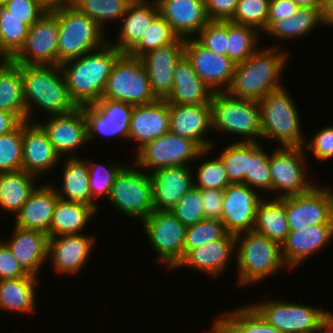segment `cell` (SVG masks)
I'll use <instances>...</instances> for the list:
<instances>
[{
  "instance_id": "1",
  "label": "cell",
  "mask_w": 333,
  "mask_h": 333,
  "mask_svg": "<svg viewBox=\"0 0 333 333\" xmlns=\"http://www.w3.org/2000/svg\"><path fill=\"white\" fill-rule=\"evenodd\" d=\"M113 42L61 64L68 93L77 107L100 100L113 65L123 54Z\"/></svg>"
},
{
  "instance_id": "2",
  "label": "cell",
  "mask_w": 333,
  "mask_h": 333,
  "mask_svg": "<svg viewBox=\"0 0 333 333\" xmlns=\"http://www.w3.org/2000/svg\"><path fill=\"white\" fill-rule=\"evenodd\" d=\"M278 49L277 45L257 49L248 59L236 64L226 92L235 98L259 101L268 93L284 88L281 73L288 55Z\"/></svg>"
},
{
  "instance_id": "3",
  "label": "cell",
  "mask_w": 333,
  "mask_h": 333,
  "mask_svg": "<svg viewBox=\"0 0 333 333\" xmlns=\"http://www.w3.org/2000/svg\"><path fill=\"white\" fill-rule=\"evenodd\" d=\"M21 75L26 121L33 122L31 105L49 116L66 114L77 107L69 96L60 65H21Z\"/></svg>"
},
{
  "instance_id": "4",
  "label": "cell",
  "mask_w": 333,
  "mask_h": 333,
  "mask_svg": "<svg viewBox=\"0 0 333 333\" xmlns=\"http://www.w3.org/2000/svg\"><path fill=\"white\" fill-rule=\"evenodd\" d=\"M235 248L239 270L237 286L259 283L285 265L281 246L254 230L236 235Z\"/></svg>"
},
{
  "instance_id": "5",
  "label": "cell",
  "mask_w": 333,
  "mask_h": 333,
  "mask_svg": "<svg viewBox=\"0 0 333 333\" xmlns=\"http://www.w3.org/2000/svg\"><path fill=\"white\" fill-rule=\"evenodd\" d=\"M287 89L268 93L258 101L260 107L262 138L274 139L280 147H303L305 138L300 118Z\"/></svg>"
},
{
  "instance_id": "6",
  "label": "cell",
  "mask_w": 333,
  "mask_h": 333,
  "mask_svg": "<svg viewBox=\"0 0 333 333\" xmlns=\"http://www.w3.org/2000/svg\"><path fill=\"white\" fill-rule=\"evenodd\" d=\"M59 24L58 65L103 47L104 30L74 6L57 9Z\"/></svg>"
},
{
  "instance_id": "7",
  "label": "cell",
  "mask_w": 333,
  "mask_h": 333,
  "mask_svg": "<svg viewBox=\"0 0 333 333\" xmlns=\"http://www.w3.org/2000/svg\"><path fill=\"white\" fill-rule=\"evenodd\" d=\"M212 128L244 137L239 142H256L262 138L258 101L230 96L226 91L214 92L211 99Z\"/></svg>"
},
{
  "instance_id": "8",
  "label": "cell",
  "mask_w": 333,
  "mask_h": 333,
  "mask_svg": "<svg viewBox=\"0 0 333 333\" xmlns=\"http://www.w3.org/2000/svg\"><path fill=\"white\" fill-rule=\"evenodd\" d=\"M102 98L134 106L155 102L142 60L122 54L113 65Z\"/></svg>"
},
{
  "instance_id": "9",
  "label": "cell",
  "mask_w": 333,
  "mask_h": 333,
  "mask_svg": "<svg viewBox=\"0 0 333 333\" xmlns=\"http://www.w3.org/2000/svg\"><path fill=\"white\" fill-rule=\"evenodd\" d=\"M126 164L118 172L107 201L125 216L143 221L154 210L150 173Z\"/></svg>"
},
{
  "instance_id": "10",
  "label": "cell",
  "mask_w": 333,
  "mask_h": 333,
  "mask_svg": "<svg viewBox=\"0 0 333 333\" xmlns=\"http://www.w3.org/2000/svg\"><path fill=\"white\" fill-rule=\"evenodd\" d=\"M210 151L212 149L203 150L195 141L167 132L137 149L133 166H139L142 170L151 169L153 173L166 167L187 166Z\"/></svg>"
},
{
  "instance_id": "11",
  "label": "cell",
  "mask_w": 333,
  "mask_h": 333,
  "mask_svg": "<svg viewBox=\"0 0 333 333\" xmlns=\"http://www.w3.org/2000/svg\"><path fill=\"white\" fill-rule=\"evenodd\" d=\"M141 223L158 259L175 269L184 258L186 226L170 210H153Z\"/></svg>"
},
{
  "instance_id": "12",
  "label": "cell",
  "mask_w": 333,
  "mask_h": 333,
  "mask_svg": "<svg viewBox=\"0 0 333 333\" xmlns=\"http://www.w3.org/2000/svg\"><path fill=\"white\" fill-rule=\"evenodd\" d=\"M304 150V147H278L270 156L271 191L280 193L277 198L304 194L315 186L305 174Z\"/></svg>"
},
{
  "instance_id": "13",
  "label": "cell",
  "mask_w": 333,
  "mask_h": 333,
  "mask_svg": "<svg viewBox=\"0 0 333 333\" xmlns=\"http://www.w3.org/2000/svg\"><path fill=\"white\" fill-rule=\"evenodd\" d=\"M57 9L46 11L29 29L24 45L11 58L20 65H58Z\"/></svg>"
},
{
  "instance_id": "14",
  "label": "cell",
  "mask_w": 333,
  "mask_h": 333,
  "mask_svg": "<svg viewBox=\"0 0 333 333\" xmlns=\"http://www.w3.org/2000/svg\"><path fill=\"white\" fill-rule=\"evenodd\" d=\"M251 306L272 326L283 333H316L325 309L282 300H269Z\"/></svg>"
},
{
  "instance_id": "15",
  "label": "cell",
  "mask_w": 333,
  "mask_h": 333,
  "mask_svg": "<svg viewBox=\"0 0 333 333\" xmlns=\"http://www.w3.org/2000/svg\"><path fill=\"white\" fill-rule=\"evenodd\" d=\"M285 210L290 231L333 224V192L315 185L307 193L285 197Z\"/></svg>"
},
{
  "instance_id": "16",
  "label": "cell",
  "mask_w": 333,
  "mask_h": 333,
  "mask_svg": "<svg viewBox=\"0 0 333 333\" xmlns=\"http://www.w3.org/2000/svg\"><path fill=\"white\" fill-rule=\"evenodd\" d=\"M80 107L86 118L88 141H92L97 134L108 137L117 135L129 139L134 105L101 98L96 103Z\"/></svg>"
},
{
  "instance_id": "17",
  "label": "cell",
  "mask_w": 333,
  "mask_h": 333,
  "mask_svg": "<svg viewBox=\"0 0 333 333\" xmlns=\"http://www.w3.org/2000/svg\"><path fill=\"white\" fill-rule=\"evenodd\" d=\"M184 55L201 80L214 92H224L229 88L236 64L227 55L207 49L196 37L184 39Z\"/></svg>"
},
{
  "instance_id": "18",
  "label": "cell",
  "mask_w": 333,
  "mask_h": 333,
  "mask_svg": "<svg viewBox=\"0 0 333 333\" xmlns=\"http://www.w3.org/2000/svg\"><path fill=\"white\" fill-rule=\"evenodd\" d=\"M260 196L245 183H230L223 190L221 221L229 234L253 231Z\"/></svg>"
},
{
  "instance_id": "19",
  "label": "cell",
  "mask_w": 333,
  "mask_h": 333,
  "mask_svg": "<svg viewBox=\"0 0 333 333\" xmlns=\"http://www.w3.org/2000/svg\"><path fill=\"white\" fill-rule=\"evenodd\" d=\"M184 56V39L151 50L140 57L149 77L152 94L157 100H166L172 92L173 74Z\"/></svg>"
},
{
  "instance_id": "20",
  "label": "cell",
  "mask_w": 333,
  "mask_h": 333,
  "mask_svg": "<svg viewBox=\"0 0 333 333\" xmlns=\"http://www.w3.org/2000/svg\"><path fill=\"white\" fill-rule=\"evenodd\" d=\"M48 119L45 123L36 122L43 128L60 157L65 153L67 157H74L72 153L89 142L86 118L81 107L66 114L50 115Z\"/></svg>"
},
{
  "instance_id": "21",
  "label": "cell",
  "mask_w": 333,
  "mask_h": 333,
  "mask_svg": "<svg viewBox=\"0 0 333 333\" xmlns=\"http://www.w3.org/2000/svg\"><path fill=\"white\" fill-rule=\"evenodd\" d=\"M170 132L181 138L195 141L203 150L214 144L206 138L212 130L211 104L181 105L169 103Z\"/></svg>"
},
{
  "instance_id": "22",
  "label": "cell",
  "mask_w": 333,
  "mask_h": 333,
  "mask_svg": "<svg viewBox=\"0 0 333 333\" xmlns=\"http://www.w3.org/2000/svg\"><path fill=\"white\" fill-rule=\"evenodd\" d=\"M94 242L95 238L83 233L49 237L47 258L57 273L72 276L86 264Z\"/></svg>"
},
{
  "instance_id": "23",
  "label": "cell",
  "mask_w": 333,
  "mask_h": 333,
  "mask_svg": "<svg viewBox=\"0 0 333 333\" xmlns=\"http://www.w3.org/2000/svg\"><path fill=\"white\" fill-rule=\"evenodd\" d=\"M188 165L159 169L150 173L154 210H170L194 187L193 172Z\"/></svg>"
},
{
  "instance_id": "24",
  "label": "cell",
  "mask_w": 333,
  "mask_h": 333,
  "mask_svg": "<svg viewBox=\"0 0 333 333\" xmlns=\"http://www.w3.org/2000/svg\"><path fill=\"white\" fill-rule=\"evenodd\" d=\"M60 155L48 139L43 128L34 120L23 121L22 170L34 176L47 173L57 165Z\"/></svg>"
},
{
  "instance_id": "25",
  "label": "cell",
  "mask_w": 333,
  "mask_h": 333,
  "mask_svg": "<svg viewBox=\"0 0 333 333\" xmlns=\"http://www.w3.org/2000/svg\"><path fill=\"white\" fill-rule=\"evenodd\" d=\"M159 14L182 39L199 34L209 22L204 0H156Z\"/></svg>"
},
{
  "instance_id": "26",
  "label": "cell",
  "mask_w": 333,
  "mask_h": 333,
  "mask_svg": "<svg viewBox=\"0 0 333 333\" xmlns=\"http://www.w3.org/2000/svg\"><path fill=\"white\" fill-rule=\"evenodd\" d=\"M167 132H170V117L169 103L166 100L133 107L129 139L138 142L137 148H142Z\"/></svg>"
},
{
  "instance_id": "27",
  "label": "cell",
  "mask_w": 333,
  "mask_h": 333,
  "mask_svg": "<svg viewBox=\"0 0 333 333\" xmlns=\"http://www.w3.org/2000/svg\"><path fill=\"white\" fill-rule=\"evenodd\" d=\"M333 237V224L311 225L290 231L281 245L282 259L288 268H296L314 252L322 249Z\"/></svg>"
},
{
  "instance_id": "28",
  "label": "cell",
  "mask_w": 333,
  "mask_h": 333,
  "mask_svg": "<svg viewBox=\"0 0 333 333\" xmlns=\"http://www.w3.org/2000/svg\"><path fill=\"white\" fill-rule=\"evenodd\" d=\"M13 227L12 238L4 243L28 274L38 276L39 269L48 260V235L38 230Z\"/></svg>"
},
{
  "instance_id": "29",
  "label": "cell",
  "mask_w": 333,
  "mask_h": 333,
  "mask_svg": "<svg viewBox=\"0 0 333 333\" xmlns=\"http://www.w3.org/2000/svg\"><path fill=\"white\" fill-rule=\"evenodd\" d=\"M236 235L226 233L221 239L190 250L175 267L188 266L210 276H219L234 254Z\"/></svg>"
},
{
  "instance_id": "30",
  "label": "cell",
  "mask_w": 333,
  "mask_h": 333,
  "mask_svg": "<svg viewBox=\"0 0 333 333\" xmlns=\"http://www.w3.org/2000/svg\"><path fill=\"white\" fill-rule=\"evenodd\" d=\"M42 186L36 187L16 213L15 226L48 234L59 197L52 184L44 183Z\"/></svg>"
},
{
  "instance_id": "31",
  "label": "cell",
  "mask_w": 333,
  "mask_h": 333,
  "mask_svg": "<svg viewBox=\"0 0 333 333\" xmlns=\"http://www.w3.org/2000/svg\"><path fill=\"white\" fill-rule=\"evenodd\" d=\"M214 91L197 75L191 62L184 55L173 74V88L168 103L181 105L210 104Z\"/></svg>"
},
{
  "instance_id": "32",
  "label": "cell",
  "mask_w": 333,
  "mask_h": 333,
  "mask_svg": "<svg viewBox=\"0 0 333 333\" xmlns=\"http://www.w3.org/2000/svg\"><path fill=\"white\" fill-rule=\"evenodd\" d=\"M159 15L156 0H133L121 18L124 22L114 43L119 51L128 54L142 39L147 27ZM125 20H124V19Z\"/></svg>"
},
{
  "instance_id": "33",
  "label": "cell",
  "mask_w": 333,
  "mask_h": 333,
  "mask_svg": "<svg viewBox=\"0 0 333 333\" xmlns=\"http://www.w3.org/2000/svg\"><path fill=\"white\" fill-rule=\"evenodd\" d=\"M97 211L90 205L58 199L54 207L48 237L82 234Z\"/></svg>"
},
{
  "instance_id": "34",
  "label": "cell",
  "mask_w": 333,
  "mask_h": 333,
  "mask_svg": "<svg viewBox=\"0 0 333 333\" xmlns=\"http://www.w3.org/2000/svg\"><path fill=\"white\" fill-rule=\"evenodd\" d=\"M0 110L15 114L26 121L21 65L11 59L0 61Z\"/></svg>"
},
{
  "instance_id": "35",
  "label": "cell",
  "mask_w": 333,
  "mask_h": 333,
  "mask_svg": "<svg viewBox=\"0 0 333 333\" xmlns=\"http://www.w3.org/2000/svg\"><path fill=\"white\" fill-rule=\"evenodd\" d=\"M253 230L280 246L285 242L290 232L285 210V197H276L271 201L260 200Z\"/></svg>"
},
{
  "instance_id": "36",
  "label": "cell",
  "mask_w": 333,
  "mask_h": 333,
  "mask_svg": "<svg viewBox=\"0 0 333 333\" xmlns=\"http://www.w3.org/2000/svg\"><path fill=\"white\" fill-rule=\"evenodd\" d=\"M37 278L29 274L22 278L0 280V309L20 314L35 312Z\"/></svg>"
},
{
  "instance_id": "37",
  "label": "cell",
  "mask_w": 333,
  "mask_h": 333,
  "mask_svg": "<svg viewBox=\"0 0 333 333\" xmlns=\"http://www.w3.org/2000/svg\"><path fill=\"white\" fill-rule=\"evenodd\" d=\"M64 164L63 186L61 189L54 187L59 199L92 206L87 160L83 161L75 155L74 157H67Z\"/></svg>"
},
{
  "instance_id": "38",
  "label": "cell",
  "mask_w": 333,
  "mask_h": 333,
  "mask_svg": "<svg viewBox=\"0 0 333 333\" xmlns=\"http://www.w3.org/2000/svg\"><path fill=\"white\" fill-rule=\"evenodd\" d=\"M35 178L24 170L0 173V209L15 215L36 189Z\"/></svg>"
},
{
  "instance_id": "39",
  "label": "cell",
  "mask_w": 333,
  "mask_h": 333,
  "mask_svg": "<svg viewBox=\"0 0 333 333\" xmlns=\"http://www.w3.org/2000/svg\"><path fill=\"white\" fill-rule=\"evenodd\" d=\"M323 9L299 7L290 18L275 21L265 32L277 39L305 36L318 24L324 25Z\"/></svg>"
},
{
  "instance_id": "40",
  "label": "cell",
  "mask_w": 333,
  "mask_h": 333,
  "mask_svg": "<svg viewBox=\"0 0 333 333\" xmlns=\"http://www.w3.org/2000/svg\"><path fill=\"white\" fill-rule=\"evenodd\" d=\"M231 333H283L268 323L250 304L218 318Z\"/></svg>"
},
{
  "instance_id": "41",
  "label": "cell",
  "mask_w": 333,
  "mask_h": 333,
  "mask_svg": "<svg viewBox=\"0 0 333 333\" xmlns=\"http://www.w3.org/2000/svg\"><path fill=\"white\" fill-rule=\"evenodd\" d=\"M29 27L0 4V59H11L24 45Z\"/></svg>"
},
{
  "instance_id": "42",
  "label": "cell",
  "mask_w": 333,
  "mask_h": 333,
  "mask_svg": "<svg viewBox=\"0 0 333 333\" xmlns=\"http://www.w3.org/2000/svg\"><path fill=\"white\" fill-rule=\"evenodd\" d=\"M259 30L227 21L226 55L235 64L248 59L257 49Z\"/></svg>"
},
{
  "instance_id": "43",
  "label": "cell",
  "mask_w": 333,
  "mask_h": 333,
  "mask_svg": "<svg viewBox=\"0 0 333 333\" xmlns=\"http://www.w3.org/2000/svg\"><path fill=\"white\" fill-rule=\"evenodd\" d=\"M260 146L258 141H238L221 151L218 157L224 163L230 183H245L250 157Z\"/></svg>"
},
{
  "instance_id": "44",
  "label": "cell",
  "mask_w": 333,
  "mask_h": 333,
  "mask_svg": "<svg viewBox=\"0 0 333 333\" xmlns=\"http://www.w3.org/2000/svg\"><path fill=\"white\" fill-rule=\"evenodd\" d=\"M133 0H75L74 7L93 19L104 31L110 20H118L124 16L127 7Z\"/></svg>"
},
{
  "instance_id": "45",
  "label": "cell",
  "mask_w": 333,
  "mask_h": 333,
  "mask_svg": "<svg viewBox=\"0 0 333 333\" xmlns=\"http://www.w3.org/2000/svg\"><path fill=\"white\" fill-rule=\"evenodd\" d=\"M178 38L169 23L159 14L150 23L140 42L128 55L140 58L151 50L174 43Z\"/></svg>"
},
{
  "instance_id": "46",
  "label": "cell",
  "mask_w": 333,
  "mask_h": 333,
  "mask_svg": "<svg viewBox=\"0 0 333 333\" xmlns=\"http://www.w3.org/2000/svg\"><path fill=\"white\" fill-rule=\"evenodd\" d=\"M23 121L11 132L0 136V173L22 170Z\"/></svg>"
},
{
  "instance_id": "47",
  "label": "cell",
  "mask_w": 333,
  "mask_h": 333,
  "mask_svg": "<svg viewBox=\"0 0 333 333\" xmlns=\"http://www.w3.org/2000/svg\"><path fill=\"white\" fill-rule=\"evenodd\" d=\"M227 231L221 220L203 219L186 228L184 256L192 249L199 248L206 243L221 239Z\"/></svg>"
},
{
  "instance_id": "48",
  "label": "cell",
  "mask_w": 333,
  "mask_h": 333,
  "mask_svg": "<svg viewBox=\"0 0 333 333\" xmlns=\"http://www.w3.org/2000/svg\"><path fill=\"white\" fill-rule=\"evenodd\" d=\"M110 166V167H109ZM108 167L98 163L87 161L89 171L90 193L92 198V207L97 211L98 206L96 200L101 196L109 198L111 188L115 178L124 164H111ZM100 196V197H99ZM95 201V202H94Z\"/></svg>"
},
{
  "instance_id": "49",
  "label": "cell",
  "mask_w": 333,
  "mask_h": 333,
  "mask_svg": "<svg viewBox=\"0 0 333 333\" xmlns=\"http://www.w3.org/2000/svg\"><path fill=\"white\" fill-rule=\"evenodd\" d=\"M270 0H239L230 22L267 30ZM259 28V29H258Z\"/></svg>"
},
{
  "instance_id": "50",
  "label": "cell",
  "mask_w": 333,
  "mask_h": 333,
  "mask_svg": "<svg viewBox=\"0 0 333 333\" xmlns=\"http://www.w3.org/2000/svg\"><path fill=\"white\" fill-rule=\"evenodd\" d=\"M197 169L193 180L194 186L199 189L224 190L230 184L224 163L219 157L204 161Z\"/></svg>"
},
{
  "instance_id": "51",
  "label": "cell",
  "mask_w": 333,
  "mask_h": 333,
  "mask_svg": "<svg viewBox=\"0 0 333 333\" xmlns=\"http://www.w3.org/2000/svg\"><path fill=\"white\" fill-rule=\"evenodd\" d=\"M270 156L261 146L251 155L245 184L252 189L271 191Z\"/></svg>"
},
{
  "instance_id": "52",
  "label": "cell",
  "mask_w": 333,
  "mask_h": 333,
  "mask_svg": "<svg viewBox=\"0 0 333 333\" xmlns=\"http://www.w3.org/2000/svg\"><path fill=\"white\" fill-rule=\"evenodd\" d=\"M170 211L186 227L205 219L200 189L192 187Z\"/></svg>"
},
{
  "instance_id": "53",
  "label": "cell",
  "mask_w": 333,
  "mask_h": 333,
  "mask_svg": "<svg viewBox=\"0 0 333 333\" xmlns=\"http://www.w3.org/2000/svg\"><path fill=\"white\" fill-rule=\"evenodd\" d=\"M196 39L216 54L226 55L227 21H209Z\"/></svg>"
},
{
  "instance_id": "54",
  "label": "cell",
  "mask_w": 333,
  "mask_h": 333,
  "mask_svg": "<svg viewBox=\"0 0 333 333\" xmlns=\"http://www.w3.org/2000/svg\"><path fill=\"white\" fill-rule=\"evenodd\" d=\"M5 5L10 15L23 20L29 28L47 11L39 0H8Z\"/></svg>"
},
{
  "instance_id": "55",
  "label": "cell",
  "mask_w": 333,
  "mask_h": 333,
  "mask_svg": "<svg viewBox=\"0 0 333 333\" xmlns=\"http://www.w3.org/2000/svg\"><path fill=\"white\" fill-rule=\"evenodd\" d=\"M310 141L305 142L307 145L303 147L313 152L318 161H325L333 157V126L321 128Z\"/></svg>"
},
{
  "instance_id": "56",
  "label": "cell",
  "mask_w": 333,
  "mask_h": 333,
  "mask_svg": "<svg viewBox=\"0 0 333 333\" xmlns=\"http://www.w3.org/2000/svg\"><path fill=\"white\" fill-rule=\"evenodd\" d=\"M28 275L15 259L10 248L0 240V280L17 279Z\"/></svg>"
},
{
  "instance_id": "57",
  "label": "cell",
  "mask_w": 333,
  "mask_h": 333,
  "mask_svg": "<svg viewBox=\"0 0 333 333\" xmlns=\"http://www.w3.org/2000/svg\"><path fill=\"white\" fill-rule=\"evenodd\" d=\"M239 0H204L209 21H230Z\"/></svg>"
},
{
  "instance_id": "58",
  "label": "cell",
  "mask_w": 333,
  "mask_h": 333,
  "mask_svg": "<svg viewBox=\"0 0 333 333\" xmlns=\"http://www.w3.org/2000/svg\"><path fill=\"white\" fill-rule=\"evenodd\" d=\"M200 194L205 219L221 220L223 190L200 189Z\"/></svg>"
},
{
  "instance_id": "59",
  "label": "cell",
  "mask_w": 333,
  "mask_h": 333,
  "mask_svg": "<svg viewBox=\"0 0 333 333\" xmlns=\"http://www.w3.org/2000/svg\"><path fill=\"white\" fill-rule=\"evenodd\" d=\"M299 6L292 0H270L267 29L278 20L290 18Z\"/></svg>"
},
{
  "instance_id": "60",
  "label": "cell",
  "mask_w": 333,
  "mask_h": 333,
  "mask_svg": "<svg viewBox=\"0 0 333 333\" xmlns=\"http://www.w3.org/2000/svg\"><path fill=\"white\" fill-rule=\"evenodd\" d=\"M21 122L15 114L0 110V136L13 131Z\"/></svg>"
},
{
  "instance_id": "61",
  "label": "cell",
  "mask_w": 333,
  "mask_h": 333,
  "mask_svg": "<svg viewBox=\"0 0 333 333\" xmlns=\"http://www.w3.org/2000/svg\"><path fill=\"white\" fill-rule=\"evenodd\" d=\"M39 2L47 11L73 7L75 4V0H39Z\"/></svg>"
},
{
  "instance_id": "62",
  "label": "cell",
  "mask_w": 333,
  "mask_h": 333,
  "mask_svg": "<svg viewBox=\"0 0 333 333\" xmlns=\"http://www.w3.org/2000/svg\"><path fill=\"white\" fill-rule=\"evenodd\" d=\"M333 333V313H327L321 320L316 333Z\"/></svg>"
},
{
  "instance_id": "63",
  "label": "cell",
  "mask_w": 333,
  "mask_h": 333,
  "mask_svg": "<svg viewBox=\"0 0 333 333\" xmlns=\"http://www.w3.org/2000/svg\"><path fill=\"white\" fill-rule=\"evenodd\" d=\"M322 13L324 24L333 26V0H324Z\"/></svg>"
},
{
  "instance_id": "64",
  "label": "cell",
  "mask_w": 333,
  "mask_h": 333,
  "mask_svg": "<svg viewBox=\"0 0 333 333\" xmlns=\"http://www.w3.org/2000/svg\"><path fill=\"white\" fill-rule=\"evenodd\" d=\"M299 7L323 9L324 0H292Z\"/></svg>"
},
{
  "instance_id": "65",
  "label": "cell",
  "mask_w": 333,
  "mask_h": 333,
  "mask_svg": "<svg viewBox=\"0 0 333 333\" xmlns=\"http://www.w3.org/2000/svg\"><path fill=\"white\" fill-rule=\"evenodd\" d=\"M207 333H231L227 327L216 318V321L213 323L212 329Z\"/></svg>"
},
{
  "instance_id": "66",
  "label": "cell",
  "mask_w": 333,
  "mask_h": 333,
  "mask_svg": "<svg viewBox=\"0 0 333 333\" xmlns=\"http://www.w3.org/2000/svg\"><path fill=\"white\" fill-rule=\"evenodd\" d=\"M8 0H0V4H5Z\"/></svg>"
}]
</instances>
